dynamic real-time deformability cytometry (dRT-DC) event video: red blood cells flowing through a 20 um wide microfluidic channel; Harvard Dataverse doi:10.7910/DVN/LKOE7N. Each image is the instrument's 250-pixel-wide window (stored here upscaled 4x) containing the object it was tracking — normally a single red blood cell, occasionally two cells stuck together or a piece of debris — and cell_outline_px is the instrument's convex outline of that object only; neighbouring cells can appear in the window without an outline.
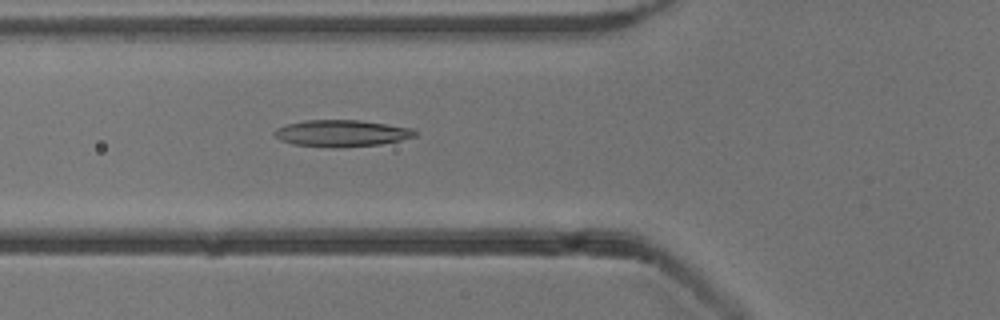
{"species": "common noctule bat (a hibernating species)", "species_latin": "Nyctalus noctula", "temperature_condition": "cold", "stored_images_in_passage": 6, "camera_frame_rate_fps": 3000, "um_per_image_px": 0.085, "animal": {"sex": "male", "body_mass_g": 13.3}, "frame": {"image": 1, "passage_image": 6, "time_ms": 6.667, "image_size_px": [1000, 320], "cell_outline_px": [[416, 136], [400, 140], [380, 144], [340, 148], [328, 148], [292, 144], [280, 140], [272, 132], [276, 128], [288, 124], [304, 120], [360, 120], [412, 128], [416, 132]], "centroid_in_image_um": [29.0, 11.34], "position_along_channel_um": 96.8, "area_um2": 21.96}}